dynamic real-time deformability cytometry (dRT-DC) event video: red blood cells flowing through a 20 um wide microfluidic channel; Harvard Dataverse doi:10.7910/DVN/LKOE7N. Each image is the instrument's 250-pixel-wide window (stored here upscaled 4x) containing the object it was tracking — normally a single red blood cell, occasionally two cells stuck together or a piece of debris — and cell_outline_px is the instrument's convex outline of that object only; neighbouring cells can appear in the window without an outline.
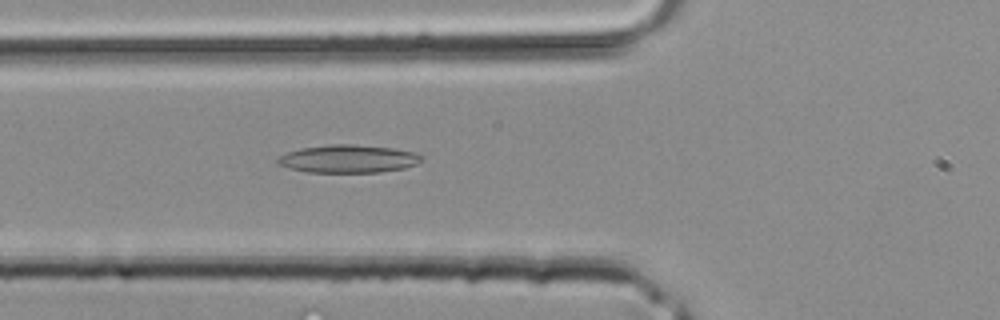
{"species": "common noctule bat (a hibernating species)", "species_latin": "Nyctalus noctula", "temperature_condition": "room temperature", "stored_images_in_passage": 28, "camera_frame_rate_fps": 3000, "um_per_image_px": 0.085, "animal": {"sex": "male", "body_mass_g": 20.4}, "frame": {"image": 1, "passage_image": 4, "time_ms": 1.0, "image_size_px": [1000, 320], "cell_outline_px": [[424, 156], [416, 164], [404, 168], [380, 172], [308, 172], [288, 168], [280, 164], [276, 160], [280, 156], [288, 152], [300, 148], [328, 144], [356, 144], [392, 148], [412, 152]], "centroid_in_image_um": [29.59, 13.49], "position_along_channel_um": 96.2, "area_um2": 23.29}}
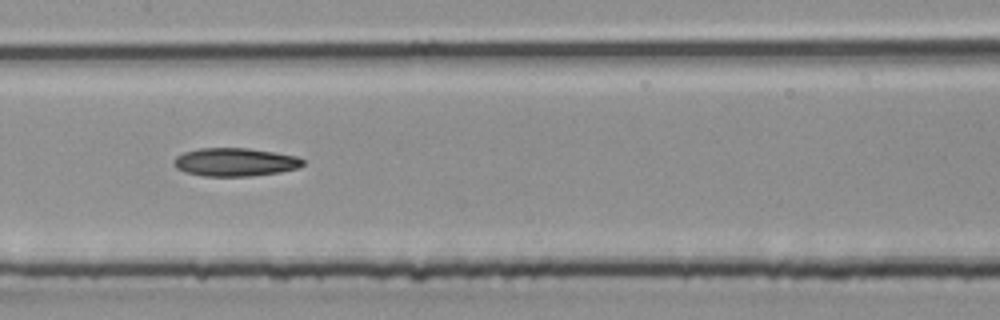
{"frame": {"image": 2, "passage_image": 9, "time_ms": 2.667, "image_size_px": [1000, 320], "cell_outline_px": [[304, 164], [296, 168], [280, 172], [252, 176], [204, 176], [184, 172], [176, 168], [172, 164], [172, 160], [176, 156], [184, 152], [200, 148], [248, 148], [276, 152], [296, 156], [304, 160]], "centroid_in_image_um": [19.94, 13.77], "position_along_channel_um": 187.5, "area_um2": 21.39}}
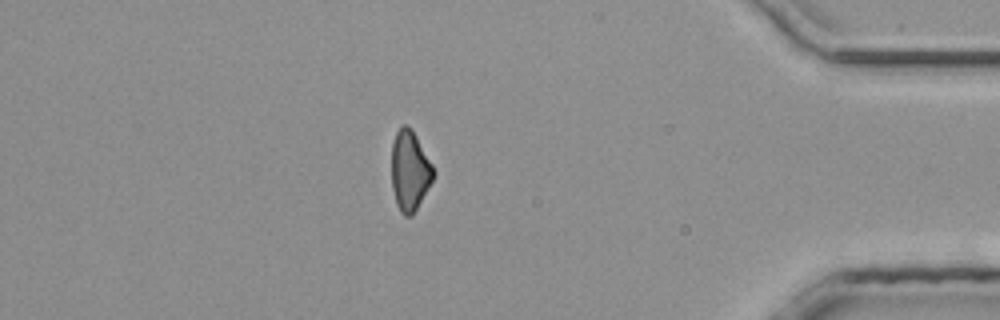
{"frame": {"image": 3, "passage_image": 23, "time_ms": 7.333, "image_size_px": [1000, 320], "cell_outline_px": [[436, 172], [432, 180], [412, 216], [404, 216], [400, 212], [396, 204], [392, 188], [392, 144], [396, 132], [400, 124], [408, 124], [412, 128], [432, 164]], "centroid_in_image_um": [34.82, 14.48], "position_along_channel_um": 400.4, "area_um2": 19.59}}